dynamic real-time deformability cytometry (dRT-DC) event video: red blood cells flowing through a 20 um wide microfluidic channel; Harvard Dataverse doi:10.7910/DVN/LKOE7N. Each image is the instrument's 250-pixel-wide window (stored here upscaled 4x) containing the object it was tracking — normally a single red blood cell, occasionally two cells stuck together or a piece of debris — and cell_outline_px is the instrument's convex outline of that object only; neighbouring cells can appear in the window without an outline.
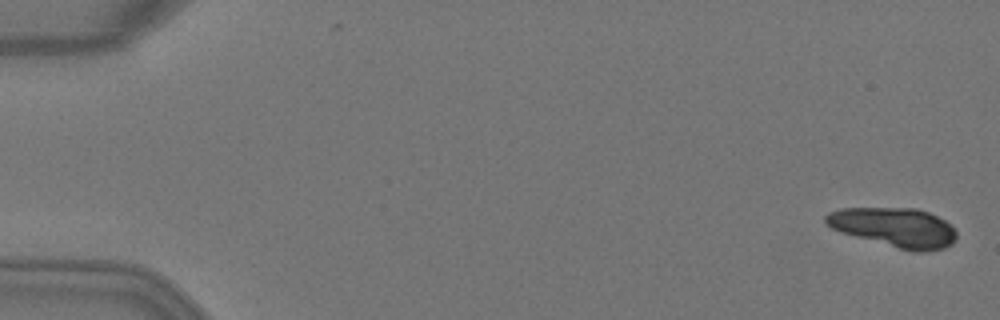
{"species": "Egyptian fruit bat (a non-hibernating species)", "species_latin": "Rousettus aegyptiacus", "temperature_condition": "warm", "stored_images_in_passage": 3, "camera_frame_rate_fps": 3000, "um_per_image_px": 0.085, "animal": {"sex": "female"}, "frame": {"image": 1, "passage_image": 1, "time_ms": 0.0, "image_size_px": [1000, 320], "cell_outline_px": [[956, 240], [952, 244], [944, 248], [924, 252], [916, 252], [900, 248], [840, 232], [824, 224], [824, 216], [828, 212], [840, 208], [916, 208], [928, 212], [944, 220], [956, 232]], "centroid_in_image_um": [76.0, 19.32], "position_along_channel_um": 9.0, "area_um2": 29.82}}